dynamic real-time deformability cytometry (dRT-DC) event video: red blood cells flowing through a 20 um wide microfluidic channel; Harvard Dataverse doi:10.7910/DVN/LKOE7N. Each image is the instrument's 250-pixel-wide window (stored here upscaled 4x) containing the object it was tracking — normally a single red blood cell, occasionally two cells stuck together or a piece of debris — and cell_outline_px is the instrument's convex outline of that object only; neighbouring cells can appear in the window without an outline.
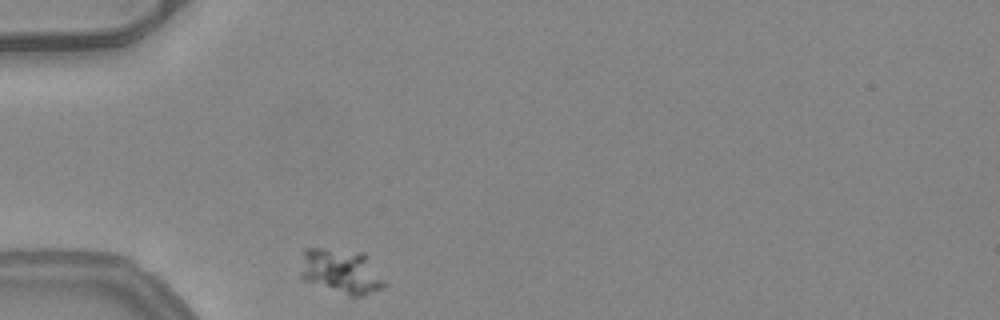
{"species": "common noctule bat (a hibernating species)", "species_latin": "Nyctalus noctula", "temperature_condition": "warm", "stored_images_in_passage": 30, "camera_frame_rate_fps": 3000, "um_per_image_px": 0.085, "animal": {"sex": "female", "body_mass_g": 24.6, "forearm_length_mm": 56.2}, "frame": {"image": 1, "passage_image": 1, "time_ms": 0.0, "image_size_px": [1000, 320], "cell_outline_px": [[388, 284], [384, 288], [364, 296], [348, 296], [304, 280], [300, 276], [300, 272], [304, 248], [320, 248], [364, 252]], "centroid_in_image_um": [29.03, 23.07], "position_along_channel_um": 56.0, "area_um2": 22.14}}
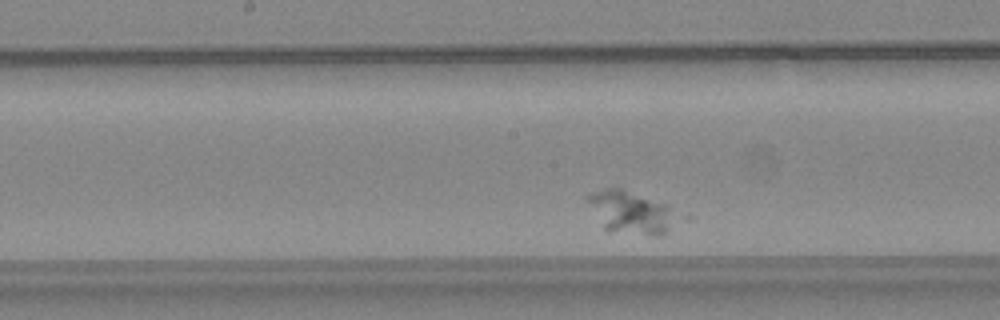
{"frame": {"image": 2, "passage_image": 14, "time_ms": 4.333, "image_size_px": [1000, 320], "cell_outline_px": [[672, 216], [668, 232], [664, 236], [652, 236], [604, 228], [588, 200], [588, 196], [592, 192], [608, 188], [620, 188], [664, 204], [668, 208]], "centroid_in_image_um": [53.58, 18.05], "position_along_channel_um": 194.6, "area_um2": 20.63}}
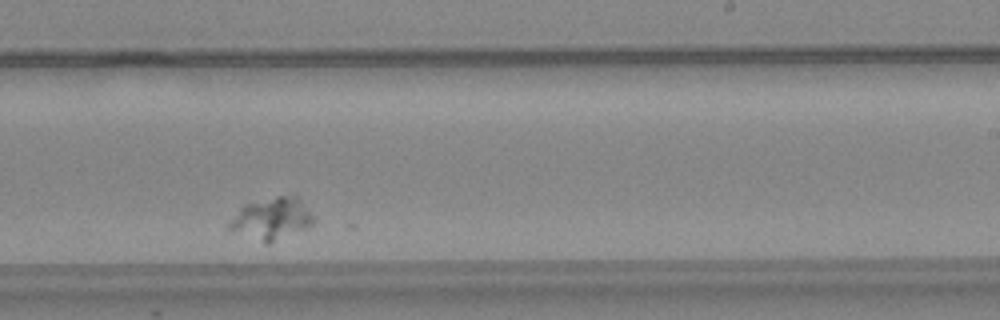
{"frame": {"image": 3, "passage_image": 20, "time_ms": 6.333, "image_size_px": [1000, 320], "cell_outline_px": [[316, 220], [312, 224], [304, 228], [268, 244], [264, 244], [228, 228], [228, 224], [240, 208], [244, 204], [276, 196], [296, 196], [316, 216]], "centroid_in_image_um": [23.11, 18.58], "position_along_channel_um": 265.9, "area_um2": 20.29}}